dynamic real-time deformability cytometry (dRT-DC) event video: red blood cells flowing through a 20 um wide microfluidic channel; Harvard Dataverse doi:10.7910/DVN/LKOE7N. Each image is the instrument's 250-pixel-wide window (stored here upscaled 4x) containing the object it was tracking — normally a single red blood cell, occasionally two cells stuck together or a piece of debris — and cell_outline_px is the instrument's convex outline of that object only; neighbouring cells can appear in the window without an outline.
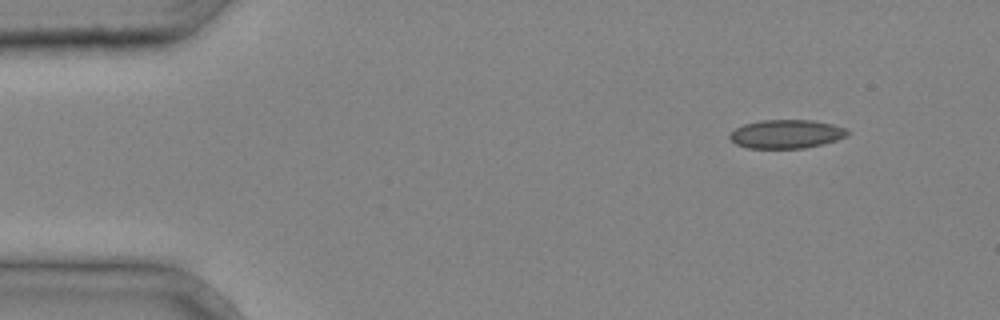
{"species": "common noctule bat (a hibernating species)", "species_latin": "Nyctalus noctula", "temperature_condition": "cold", "stored_images_in_passage": 3, "camera_frame_rate_fps": 3000, "um_per_image_px": 0.085, "animal": {"sex": "male", "body_mass_g": 20.4}, "frame": {"image": 1, "passage_image": 1, "time_ms": 0.0, "image_size_px": [1000, 320], "cell_outline_px": [[852, 132], [848, 136], [824, 144], [804, 148], [748, 148], [736, 144], [728, 136], [736, 128], [744, 124], [760, 120], [812, 120], [832, 124], [844, 128]], "centroid_in_image_um": [66.87, 11.39], "position_along_channel_um": 18.1, "area_um2": 19.71}}